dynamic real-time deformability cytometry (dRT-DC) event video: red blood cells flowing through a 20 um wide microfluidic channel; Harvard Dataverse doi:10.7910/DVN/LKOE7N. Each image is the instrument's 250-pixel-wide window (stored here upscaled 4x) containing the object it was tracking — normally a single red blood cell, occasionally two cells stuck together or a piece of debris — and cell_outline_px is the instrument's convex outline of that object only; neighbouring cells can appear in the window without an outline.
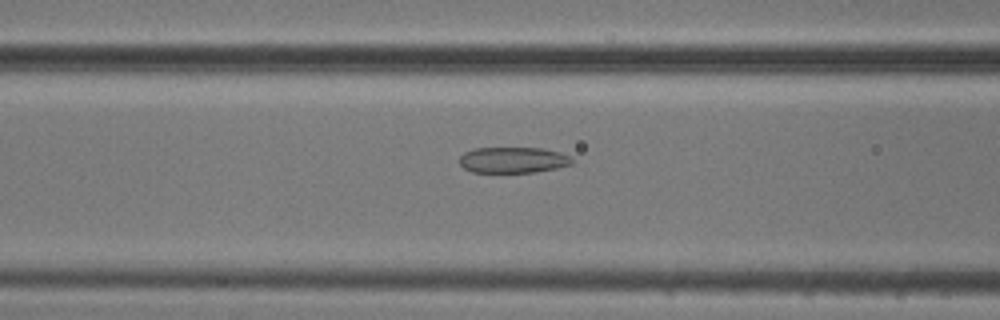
{"species": "common noctule bat (a hibernating species)", "species_latin": "Nyctalus noctula", "temperature_condition": "cold", "stored_images_in_passage": 48, "camera_frame_rate_fps": 3000, "um_per_image_px": 0.085, "animal": {"sex": "male", "body_mass_g": 20.5, "forearm_length_mm": 52.5}, "frame": {"image": 1, "passage_image": 16, "time_ms": 5.0, "image_size_px": [1000, 320], "cell_outline_px": [[572, 164], [556, 168], [536, 172], [472, 172], [464, 168], [460, 164], [460, 156], [464, 152], [476, 148], [544, 148], [560, 152], [568, 156], [572, 160]], "centroid_in_image_um": [43.6, 13.59], "position_along_channel_um": 123.0, "area_um2": 16.94}}
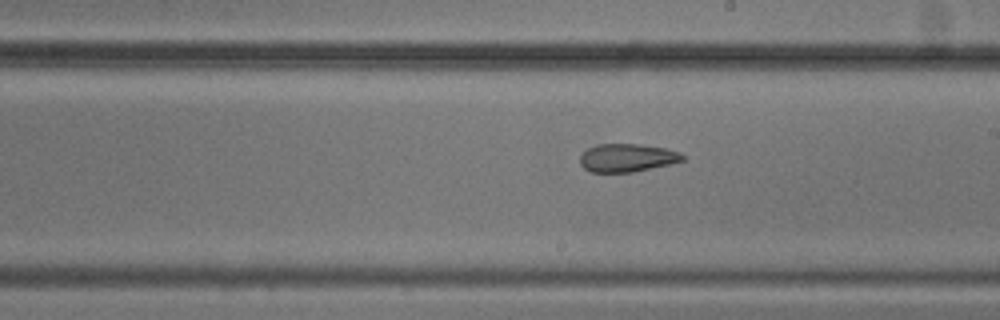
{"frame": {"image": 2, "passage_image": 25, "time_ms": 8.0, "image_size_px": [1000, 320], "cell_outline_px": [[684, 160], [668, 164], [632, 172], [592, 172], [584, 168], [580, 164], [580, 156], [588, 148], [596, 144], [640, 144], [664, 148], [680, 152], [684, 156]], "centroid_in_image_um": [53.28, 13.4], "position_along_channel_um": 235.7, "area_um2": 16.65}}
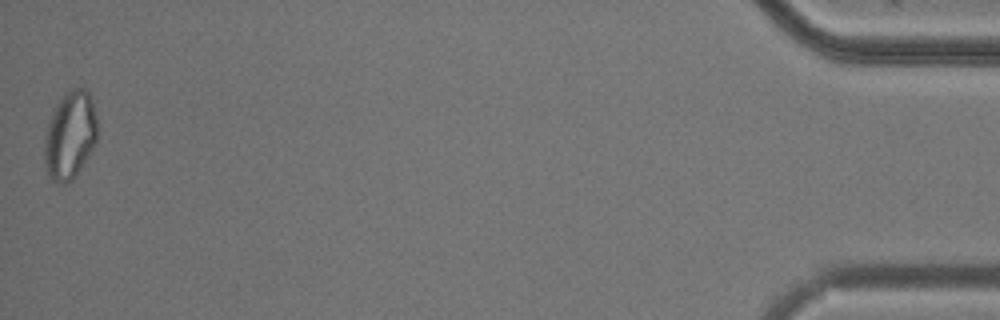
{"frame": {"image": 3, "passage_image": 48, "time_ms": 15.667, "image_size_px": [1000, 320], "cell_outline_px": [[96, 144], [76, 176], [72, 180], [64, 184], [52, 180], [48, 176], [44, 164], [44, 136], [48, 120], [56, 104], [64, 92], [72, 88], [84, 88], [88, 92], [92, 100], [96, 116]], "centroid_in_image_um": [5.93, 11.5], "position_along_channel_um": 429.3, "area_um2": 27.46}, "authors_computed_cell_mechanics": {"area_um2": 20.4323, "velocity_mm_per_s": 3.7546, "shape_relaxation_time_tau1_ms": null, "shape_relaxation_time_tau2_ms": 2.3894, "deformation_change_tau1": null, "deformation_change_tau2": 0.092}}